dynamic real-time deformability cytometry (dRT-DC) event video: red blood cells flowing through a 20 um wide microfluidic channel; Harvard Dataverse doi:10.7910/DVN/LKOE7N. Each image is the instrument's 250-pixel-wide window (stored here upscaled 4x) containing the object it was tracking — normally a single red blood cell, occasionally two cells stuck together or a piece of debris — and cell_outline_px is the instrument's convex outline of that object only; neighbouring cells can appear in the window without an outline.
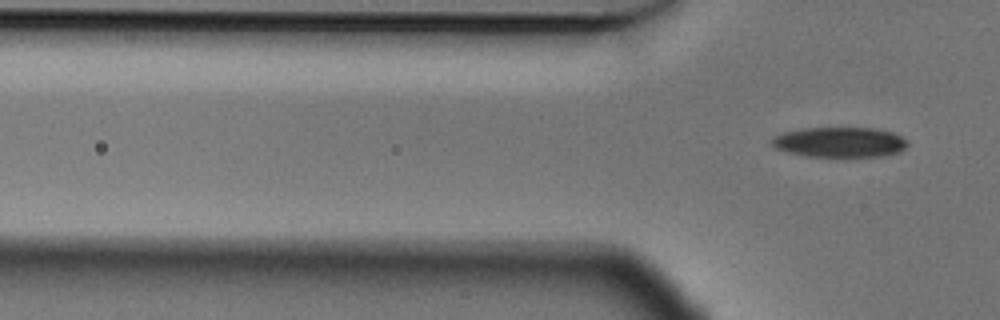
{"species": "Egyptian fruit bat (a non-hibernating species)", "species_latin": "Rousettus aegyptiacus", "temperature_condition": "cold", "stored_images_in_passage": 2, "camera_frame_rate_fps": 3000, "um_per_image_px": 0.085, "animal": {"sex": "male"}, "frame": {"image": 1, "passage_image": 2, "time_ms": 0.333, "image_size_px": [1000, 320], "cell_outline_px": [[908, 144], [900, 152], [880, 156], [804, 156], [788, 152], [776, 148], [772, 144], [772, 140], [776, 136], [784, 132], [804, 128], [876, 128], [892, 132], [908, 140]], "centroid_in_image_um": [71.41, 12.08], "position_along_channel_um": 54.4, "area_um2": 23.64}}